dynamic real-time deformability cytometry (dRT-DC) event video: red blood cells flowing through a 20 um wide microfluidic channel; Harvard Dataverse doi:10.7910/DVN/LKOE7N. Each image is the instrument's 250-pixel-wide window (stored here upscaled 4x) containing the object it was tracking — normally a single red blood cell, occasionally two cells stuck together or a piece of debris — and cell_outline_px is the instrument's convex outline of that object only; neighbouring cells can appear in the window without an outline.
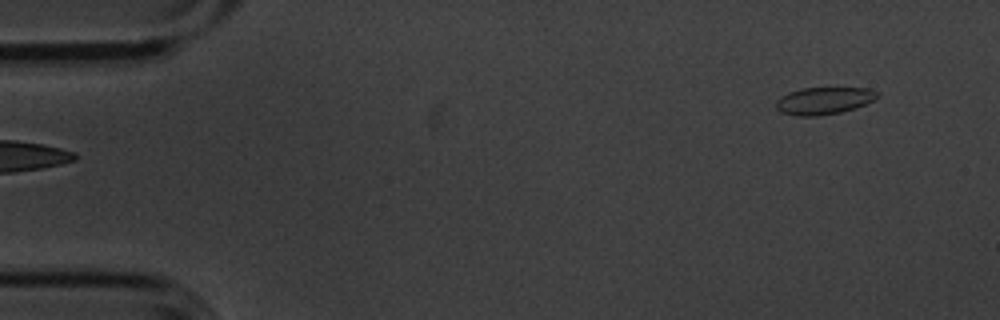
{"species": "common noctule bat (a hibernating species)", "species_latin": "Nyctalus noctula", "temperature_condition": "cold", "stored_images_in_passage": 6, "camera_frame_rate_fps": 3000, "um_per_image_px": 0.085, "animal": {"sex": "male", "body_mass_g": 20.1, "forearm_length_mm": 53.5}, "frame": {"image": 1, "passage_image": 6, "time_ms": 1.667, "image_size_px": [1000, 320], "cell_outline_px": [[880, 96], [876, 100], [856, 108], [840, 112], [820, 116], [796, 116], [780, 112], [776, 108], [776, 100], [780, 96], [788, 92], [800, 88], [868, 88], [880, 92]], "centroid_in_image_um": [70.05, 8.56], "position_along_channel_um": 14.9, "area_um2": 16.42}}